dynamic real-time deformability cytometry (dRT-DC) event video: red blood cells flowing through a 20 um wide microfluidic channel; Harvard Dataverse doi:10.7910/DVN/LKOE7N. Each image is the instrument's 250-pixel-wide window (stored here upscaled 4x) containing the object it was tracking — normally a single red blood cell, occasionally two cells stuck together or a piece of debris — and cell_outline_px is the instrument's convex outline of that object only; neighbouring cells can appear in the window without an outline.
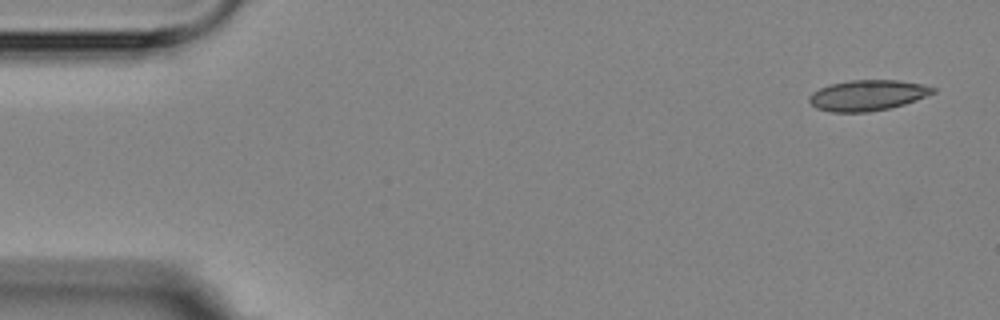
{"species": "Egyptian fruit bat (a non-hibernating species)", "species_latin": "Rousettus aegyptiacus", "temperature_condition": "room temperature", "stored_images_in_passage": 5, "camera_frame_rate_fps": 3000, "um_per_image_px": 0.085, "animal": {"sex": "female"}, "frame": {"image": 1, "passage_image": 1, "time_ms": 0.0, "image_size_px": [1000, 320], "cell_outline_px": [[936, 92], [916, 100], [904, 104], [888, 108], [868, 112], [832, 112], [816, 108], [808, 100], [808, 96], [812, 92], [820, 88], [832, 84], [848, 80], [896, 80], [920, 84], [936, 88]], "centroid_in_image_um": [73.72, 8.1], "position_along_channel_um": 11.3, "area_um2": 21.96}}
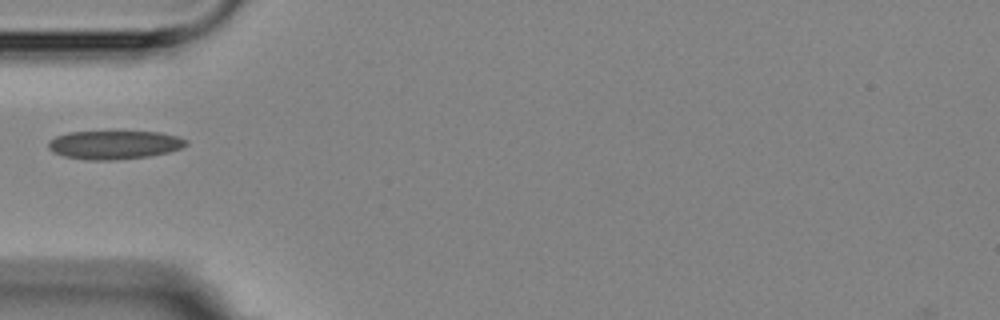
{"frame": {"image": 2, "passage_image": 4, "time_ms": 5.0, "image_size_px": [1000, 320], "cell_outline_px": [[188, 144], [180, 148], [168, 152], [148, 156], [116, 160], [84, 160], [64, 156], [52, 152], [48, 148], [48, 140], [56, 136], [68, 132], [112, 128], [160, 132], [176, 136], [188, 140]], "centroid_in_image_um": [9.68, 12.25], "position_along_channel_um": 75.3, "area_um2": 24.28}}
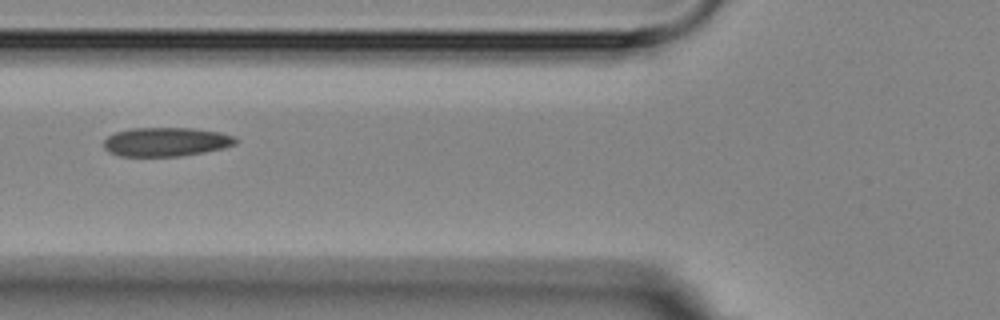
{"frame": {"image": 3, "passage_image": 5, "time_ms": 6.0, "image_size_px": [1000, 320], "cell_outline_px": [[240, 140], [236, 144], [224, 148], [204, 152], [180, 156], [120, 156], [108, 152], [104, 148], [104, 140], [108, 136], [116, 132], [132, 128], [192, 128], [220, 132], [236, 136]], "centroid_in_image_um": [14.15, 12.06], "position_along_channel_um": 111.6, "area_um2": 22.43}}